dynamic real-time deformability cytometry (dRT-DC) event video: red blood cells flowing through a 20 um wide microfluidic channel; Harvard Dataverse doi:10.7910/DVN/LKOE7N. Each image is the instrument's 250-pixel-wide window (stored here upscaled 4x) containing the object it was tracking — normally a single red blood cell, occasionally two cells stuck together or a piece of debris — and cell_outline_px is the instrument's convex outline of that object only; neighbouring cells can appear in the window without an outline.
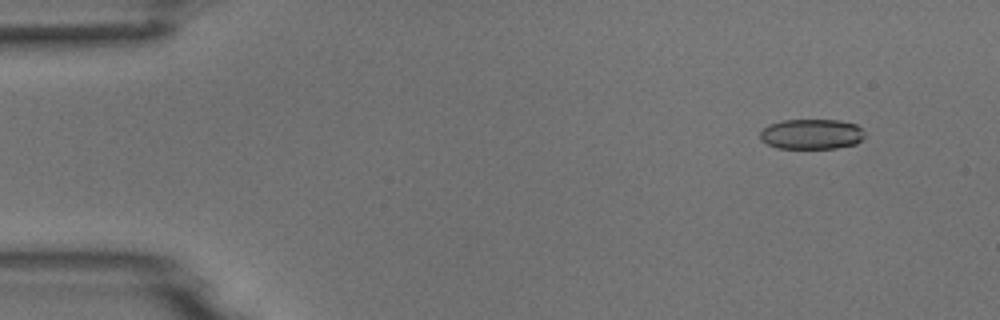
{"species": "common noctule bat (a hibernating species)", "species_latin": "Nyctalus noctula", "temperature_condition": "room temperature", "stored_images_in_passage": 5, "camera_frame_rate_fps": 3000, "um_per_image_px": 0.085, "animal": {"sex": "male", "body_mass_g": 18.8}, "frame": {"image": 1, "passage_image": 2, "time_ms": 0.333, "image_size_px": [1000, 320], "cell_outline_px": [[864, 136], [856, 144], [836, 148], [776, 148], [760, 140], [760, 132], [768, 124], [784, 120], [840, 120], [856, 124], [864, 132]], "centroid_in_image_um": [68.97, 11.4], "position_along_channel_um": 16.0, "area_um2": 18.44}}
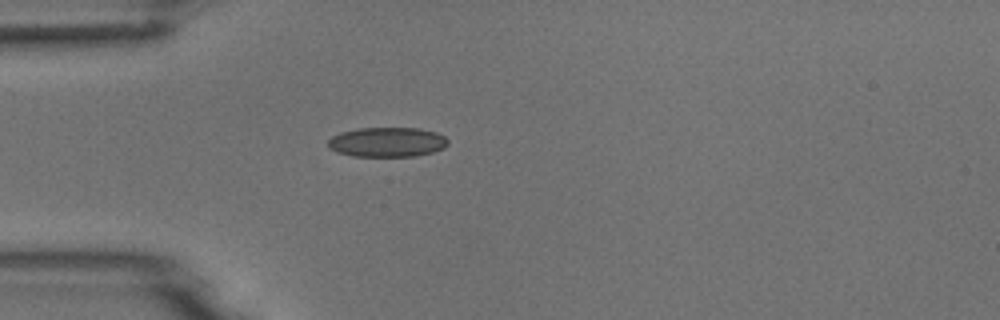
{"frame": {"image": 2, "passage_image": 5, "time_ms": 1.333, "image_size_px": [1000, 320], "cell_outline_px": [[448, 144], [444, 148], [432, 152], [416, 156], [352, 156], [336, 152], [328, 144], [328, 140], [332, 136], [340, 132], [356, 128], [420, 128], [436, 132], [444, 136], [448, 140]], "centroid_in_image_um": [32.92, 12.07], "position_along_channel_um": 52.1, "area_um2": 20.81}}